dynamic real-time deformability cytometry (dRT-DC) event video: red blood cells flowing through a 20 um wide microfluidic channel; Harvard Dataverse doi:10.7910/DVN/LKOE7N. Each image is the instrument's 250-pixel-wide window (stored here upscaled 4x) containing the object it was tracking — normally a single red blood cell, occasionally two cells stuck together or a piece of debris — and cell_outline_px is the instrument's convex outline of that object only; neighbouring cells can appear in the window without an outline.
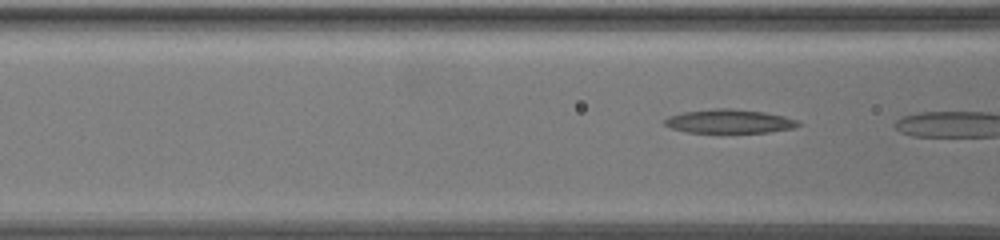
{"species": "common noctule bat (a hibernating species)", "species_latin": "Nyctalus noctula", "temperature_condition": "warm", "stored_images_in_passage": 4, "camera_frame_rate_fps": 3000, "um_per_image_px": 0.085, "animal": {"sex": "female", "body_mass_g": 19.5, "forearm_length_mm": 54.1}, "frame": {"image": 1, "passage_image": 3, "time_ms": 0.667, "image_size_px": [1000, 240], "cell_outline_px": [[800, 124], [792, 128], [768, 132], [688, 132], [672, 128], [664, 124], [664, 120], [668, 116], [684, 112], [716, 108], [728, 108], [764, 112], [784, 116], [800, 120]], "centroid_in_image_um": [62.0, 10.3], "position_along_channel_um": 104.6, "area_um2": 18.32}}